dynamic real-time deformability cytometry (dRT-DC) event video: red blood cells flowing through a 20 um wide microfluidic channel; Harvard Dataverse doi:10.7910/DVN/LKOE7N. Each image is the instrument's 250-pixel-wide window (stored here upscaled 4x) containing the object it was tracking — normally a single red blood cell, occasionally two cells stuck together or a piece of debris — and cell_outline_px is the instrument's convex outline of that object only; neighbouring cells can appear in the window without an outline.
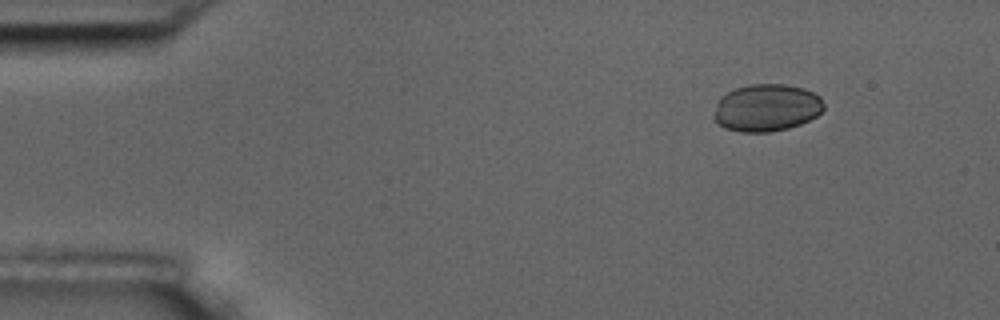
{"species": "common noctule bat (a hibernating species)", "species_latin": "Nyctalus noctula", "temperature_condition": "room temperature", "stored_images_in_passage": 5, "camera_frame_rate_fps": 3000, "um_per_image_px": 0.085, "animal": {"sex": "male", "body_mass_g": 17.5, "forearm_length_mm": 52.3}, "frame": {"image": 1, "passage_image": 2, "time_ms": 1.333, "image_size_px": [1000, 320], "cell_outline_px": [[824, 108], [816, 116], [800, 124], [788, 128], [772, 132], [740, 132], [724, 128], [712, 120], [712, 116], [716, 104], [720, 96], [736, 88], [752, 84], [784, 84], [804, 88], [820, 96], [824, 104]], "centroid_in_image_um": [65.12, 9.17], "position_along_channel_um": 19.9, "area_um2": 30.58}}
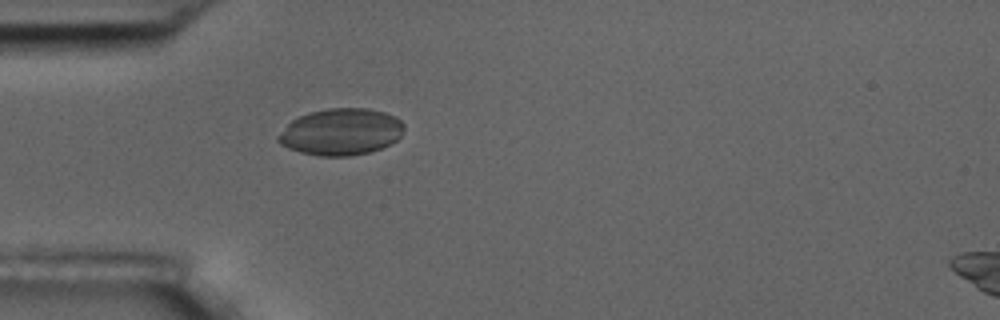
{"frame": {"image": 2, "passage_image": 5, "time_ms": 4.667, "image_size_px": [1000, 320], "cell_outline_px": [[404, 128], [400, 136], [396, 140], [380, 148], [368, 152], [348, 156], [320, 156], [300, 152], [288, 148], [280, 144], [276, 140], [276, 136], [292, 120], [308, 112], [328, 108], [368, 108], [384, 112], [396, 116], [404, 124]], "centroid_in_image_um": [28.97, 11.2], "position_along_channel_um": 56.0, "area_um2": 34.22}}